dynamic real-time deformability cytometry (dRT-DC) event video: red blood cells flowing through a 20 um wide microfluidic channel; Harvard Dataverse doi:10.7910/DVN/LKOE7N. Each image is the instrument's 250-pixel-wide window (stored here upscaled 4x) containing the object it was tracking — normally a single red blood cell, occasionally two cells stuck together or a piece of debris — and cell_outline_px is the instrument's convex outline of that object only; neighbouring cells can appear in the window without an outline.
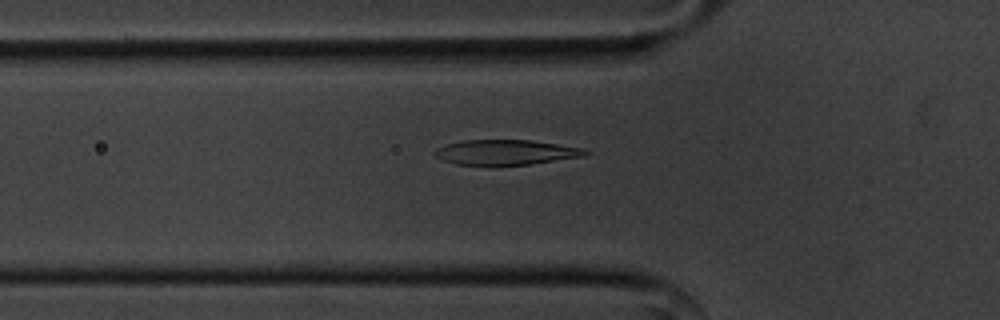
{"species": "common noctule bat (a hibernating species)", "species_latin": "Nyctalus noctula", "temperature_condition": "cold", "stored_images_in_passage": 36, "camera_frame_rate_fps": 3000, "um_per_image_px": 0.085, "animal": {"sex": "male", "body_mass_g": 20.1, "forearm_length_mm": 53.5}, "frame": {"image": 1, "passage_image": 3, "time_ms": 0.667, "image_size_px": [1000, 320], "cell_outline_px": [[588, 152], [584, 156], [532, 164], [492, 168], [456, 164], [444, 160], [436, 156], [432, 152], [436, 148], [444, 144], [464, 140], [532, 140], [584, 148]], "centroid_in_image_um": [42.93, 12.98], "position_along_channel_um": 82.9, "area_um2": 22.83}}
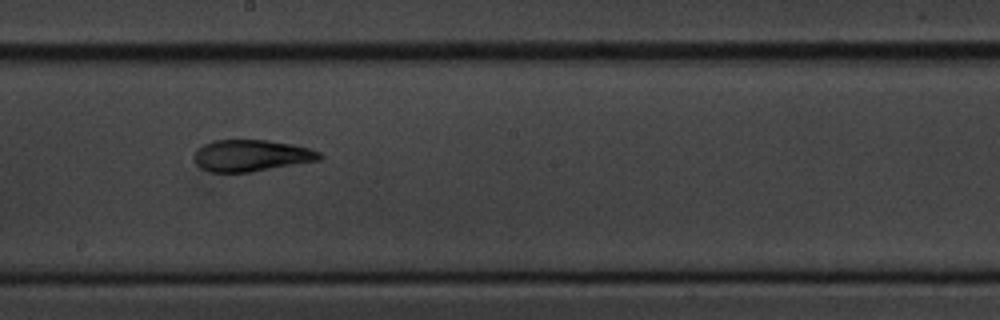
{"frame": {"image": 2, "passage_image": 15, "time_ms": 4.667, "image_size_px": [1000, 320], "cell_outline_px": [[324, 156], [320, 160], [252, 172], [212, 172], [200, 168], [196, 164], [196, 152], [204, 144], [212, 140], [268, 140], [292, 144], [308, 148], [320, 152]], "centroid_in_image_um": [21.4, 13.22], "position_along_channel_um": 226.8, "area_um2": 23.0}}
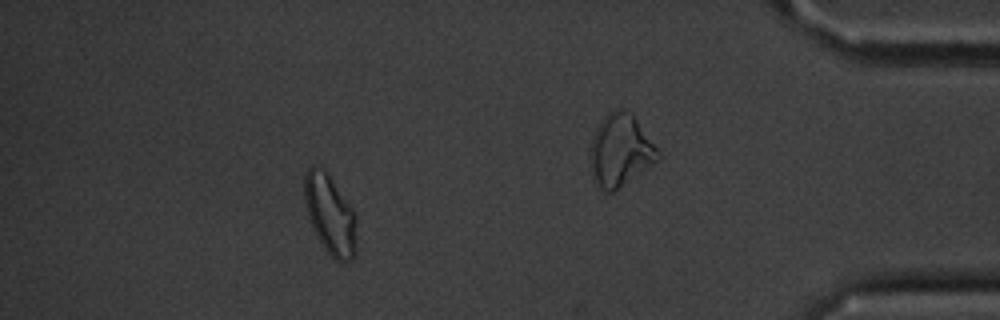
{"frame": {"image": 3, "passage_image": 29, "time_ms": 9.333, "image_size_px": [1000, 320], "cell_outline_px": [[356, 256], [352, 260], [344, 264], [336, 260], [324, 248], [316, 236], [312, 228], [308, 216], [304, 200], [304, 176], [308, 168], [324, 168], [328, 172], [352, 208], [356, 216]], "centroid_in_image_um": [28.07, 18.28], "position_along_channel_um": 407.1, "area_um2": 24.51}, "authors_computed_cell_mechanics": {"area_um2": 22.6576, "velocity_mm_per_s": 3.5741, "shape_relaxation_time_tau1_ms": 5.5382, "shape_relaxation_time_tau2_ms": 2.3942, "deformation_change_tau1": 0.1953, "deformation_change_tau2": 0.0815}}